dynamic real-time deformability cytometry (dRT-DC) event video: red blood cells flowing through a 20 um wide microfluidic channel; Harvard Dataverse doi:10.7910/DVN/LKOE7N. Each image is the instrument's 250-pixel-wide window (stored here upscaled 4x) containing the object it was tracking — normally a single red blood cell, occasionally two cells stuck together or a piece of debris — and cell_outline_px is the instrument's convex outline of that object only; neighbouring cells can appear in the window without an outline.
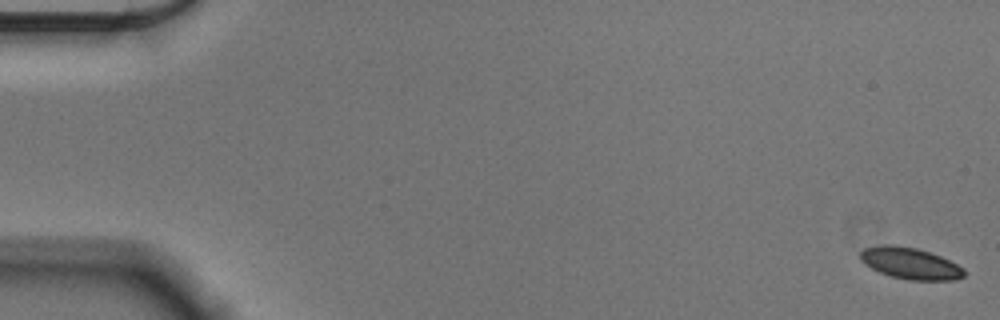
{"species": "Egyptian fruit bat (a non-hibernating species)", "species_latin": "Rousettus aegyptiacus", "temperature_condition": "cold", "stored_images_in_passage": 57, "camera_frame_rate_fps": 3000, "um_per_image_px": 0.085, "animal": {"sex": "male"}, "frame": {"image": 1, "passage_image": 1, "time_ms": 0.0, "image_size_px": [1000, 320], "cell_outline_px": [[964, 276], [956, 280], [908, 280], [892, 276], [880, 272], [864, 264], [860, 260], [860, 252], [864, 248], [884, 244], [896, 244], [916, 248], [940, 256], [964, 268]], "centroid_in_image_um": [77.35, 22.38], "position_along_channel_um": 7.7, "area_um2": 19.02}}
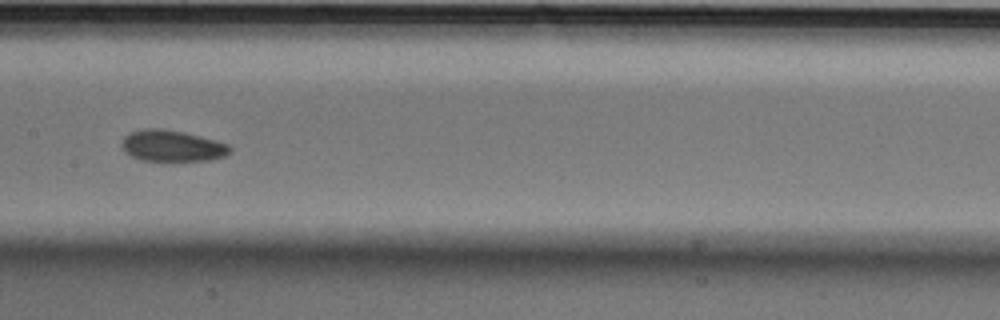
{"frame": {"image": 2, "passage_image": 29, "time_ms": 9.333, "image_size_px": [1000, 320], "cell_outline_px": [[232, 152], [224, 156], [212, 160], [172, 164], [140, 160], [124, 152], [120, 148], [120, 144], [124, 136], [128, 132], [152, 128], [156, 128], [184, 132], [200, 136], [228, 144], [232, 148]], "centroid_in_image_um": [14.62, 12.46], "position_along_channel_um": 192.8, "area_um2": 20.75}}
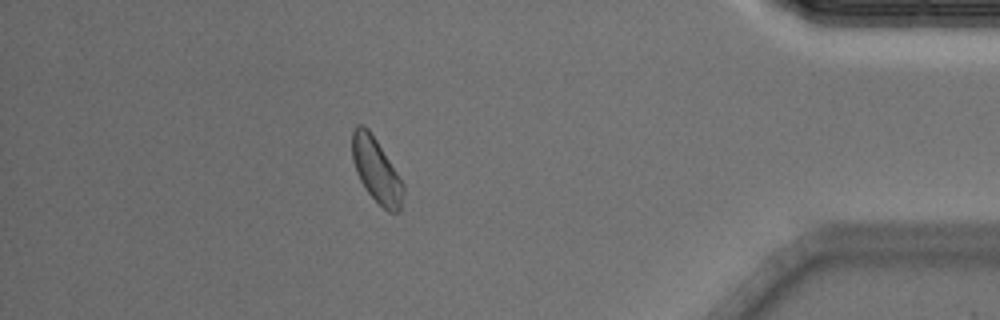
{"frame": {"image": 3, "passage_image": 50, "time_ms": 16.333, "image_size_px": [1000, 320], "cell_outline_px": [[404, 192], [400, 212], [388, 212], [364, 188], [356, 172], [352, 160], [352, 132], [356, 124], [364, 124], [368, 128], [376, 140], [404, 184]], "centroid_in_image_um": [31.97, 14.46], "position_along_channel_um": 403.2, "area_um2": 19.07}, "authors_computed_cell_mechanics": {"area_um2": 19.4786, "velocity_mm_per_s": 3.5763, "shape_relaxation_time_tau1_ms": 1.634, "shape_relaxation_time_tau2_ms": null, "deformation_change_tau1": 0.045, "deformation_change_tau2": null}}